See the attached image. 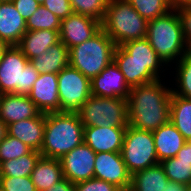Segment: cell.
<instances>
[{"label":"cell","instance_id":"6da1fadb","mask_svg":"<svg viewBox=\"0 0 191 191\" xmlns=\"http://www.w3.org/2000/svg\"><path fill=\"white\" fill-rule=\"evenodd\" d=\"M172 89L161 84L160 79L130 88L128 125L139 130L154 131L170 121Z\"/></svg>","mask_w":191,"mask_h":191},{"label":"cell","instance_id":"7a4b0ae2","mask_svg":"<svg viewBox=\"0 0 191 191\" xmlns=\"http://www.w3.org/2000/svg\"><path fill=\"white\" fill-rule=\"evenodd\" d=\"M84 142V126L78 113H47L44 127L42 157L61 159Z\"/></svg>","mask_w":191,"mask_h":191},{"label":"cell","instance_id":"3957f363","mask_svg":"<svg viewBox=\"0 0 191 191\" xmlns=\"http://www.w3.org/2000/svg\"><path fill=\"white\" fill-rule=\"evenodd\" d=\"M146 39L164 64L188 54L180 17L176 10L148 21ZM184 47V48H183Z\"/></svg>","mask_w":191,"mask_h":191},{"label":"cell","instance_id":"277c9868","mask_svg":"<svg viewBox=\"0 0 191 191\" xmlns=\"http://www.w3.org/2000/svg\"><path fill=\"white\" fill-rule=\"evenodd\" d=\"M147 24L148 21L126 0H109L101 22L102 29L116 46L146 38Z\"/></svg>","mask_w":191,"mask_h":191},{"label":"cell","instance_id":"5b68a950","mask_svg":"<svg viewBox=\"0 0 191 191\" xmlns=\"http://www.w3.org/2000/svg\"><path fill=\"white\" fill-rule=\"evenodd\" d=\"M115 49L116 44L101 29L92 38L69 49V65L91 80L114 60Z\"/></svg>","mask_w":191,"mask_h":191},{"label":"cell","instance_id":"8992f818","mask_svg":"<svg viewBox=\"0 0 191 191\" xmlns=\"http://www.w3.org/2000/svg\"><path fill=\"white\" fill-rule=\"evenodd\" d=\"M39 75L16 45L9 46L0 59V95H28Z\"/></svg>","mask_w":191,"mask_h":191},{"label":"cell","instance_id":"52a82bcc","mask_svg":"<svg viewBox=\"0 0 191 191\" xmlns=\"http://www.w3.org/2000/svg\"><path fill=\"white\" fill-rule=\"evenodd\" d=\"M77 113L84 127L128 126V102L125 98L91 95Z\"/></svg>","mask_w":191,"mask_h":191},{"label":"cell","instance_id":"ba28073f","mask_svg":"<svg viewBox=\"0 0 191 191\" xmlns=\"http://www.w3.org/2000/svg\"><path fill=\"white\" fill-rule=\"evenodd\" d=\"M121 155L131 175L158 164L152 131L139 130L128 125Z\"/></svg>","mask_w":191,"mask_h":191},{"label":"cell","instance_id":"9c48e42d","mask_svg":"<svg viewBox=\"0 0 191 191\" xmlns=\"http://www.w3.org/2000/svg\"><path fill=\"white\" fill-rule=\"evenodd\" d=\"M60 112L77 113L91 96V81L71 65L58 74Z\"/></svg>","mask_w":191,"mask_h":191},{"label":"cell","instance_id":"30bf717a","mask_svg":"<svg viewBox=\"0 0 191 191\" xmlns=\"http://www.w3.org/2000/svg\"><path fill=\"white\" fill-rule=\"evenodd\" d=\"M96 153L85 143H81L61 159L63 176L73 184L94 177Z\"/></svg>","mask_w":191,"mask_h":191},{"label":"cell","instance_id":"8fae6325","mask_svg":"<svg viewBox=\"0 0 191 191\" xmlns=\"http://www.w3.org/2000/svg\"><path fill=\"white\" fill-rule=\"evenodd\" d=\"M132 175L127 170L121 153H96L94 165V178L104 180L128 191Z\"/></svg>","mask_w":191,"mask_h":191},{"label":"cell","instance_id":"7c38bea8","mask_svg":"<svg viewBox=\"0 0 191 191\" xmlns=\"http://www.w3.org/2000/svg\"><path fill=\"white\" fill-rule=\"evenodd\" d=\"M101 29V22L97 19L73 13L61 20L60 41L70 49L92 38Z\"/></svg>","mask_w":191,"mask_h":191},{"label":"cell","instance_id":"4fadbf2b","mask_svg":"<svg viewBox=\"0 0 191 191\" xmlns=\"http://www.w3.org/2000/svg\"><path fill=\"white\" fill-rule=\"evenodd\" d=\"M90 81L93 96L128 99L131 87L114 60Z\"/></svg>","mask_w":191,"mask_h":191},{"label":"cell","instance_id":"5bb4252c","mask_svg":"<svg viewBox=\"0 0 191 191\" xmlns=\"http://www.w3.org/2000/svg\"><path fill=\"white\" fill-rule=\"evenodd\" d=\"M28 97L41 113L60 112L58 75L54 73L40 74Z\"/></svg>","mask_w":191,"mask_h":191},{"label":"cell","instance_id":"9a60e30c","mask_svg":"<svg viewBox=\"0 0 191 191\" xmlns=\"http://www.w3.org/2000/svg\"><path fill=\"white\" fill-rule=\"evenodd\" d=\"M127 127H84V142L95 152L121 153Z\"/></svg>","mask_w":191,"mask_h":191},{"label":"cell","instance_id":"2e32d148","mask_svg":"<svg viewBox=\"0 0 191 191\" xmlns=\"http://www.w3.org/2000/svg\"><path fill=\"white\" fill-rule=\"evenodd\" d=\"M114 62L123 73L126 83L130 87L148 84L158 80L151 73V62H139L132 59L121 46H116Z\"/></svg>","mask_w":191,"mask_h":191},{"label":"cell","instance_id":"e0dca14e","mask_svg":"<svg viewBox=\"0 0 191 191\" xmlns=\"http://www.w3.org/2000/svg\"><path fill=\"white\" fill-rule=\"evenodd\" d=\"M40 113L28 95L13 93L0 95V120L6 125L36 117Z\"/></svg>","mask_w":191,"mask_h":191},{"label":"cell","instance_id":"ac0fdd59","mask_svg":"<svg viewBox=\"0 0 191 191\" xmlns=\"http://www.w3.org/2000/svg\"><path fill=\"white\" fill-rule=\"evenodd\" d=\"M46 114L7 125V134L19 139L30 149L40 152L43 145Z\"/></svg>","mask_w":191,"mask_h":191},{"label":"cell","instance_id":"d6986e66","mask_svg":"<svg viewBox=\"0 0 191 191\" xmlns=\"http://www.w3.org/2000/svg\"><path fill=\"white\" fill-rule=\"evenodd\" d=\"M27 31L26 21L11 1L0 2V40L17 45Z\"/></svg>","mask_w":191,"mask_h":191},{"label":"cell","instance_id":"ffe728a7","mask_svg":"<svg viewBox=\"0 0 191 191\" xmlns=\"http://www.w3.org/2000/svg\"><path fill=\"white\" fill-rule=\"evenodd\" d=\"M152 133L159 163L175 157L186 142L170 121L152 131Z\"/></svg>","mask_w":191,"mask_h":191},{"label":"cell","instance_id":"44dd1931","mask_svg":"<svg viewBox=\"0 0 191 191\" xmlns=\"http://www.w3.org/2000/svg\"><path fill=\"white\" fill-rule=\"evenodd\" d=\"M59 41V31H26L16 46L28 60H31L40 56L43 52L47 51L51 45H54Z\"/></svg>","mask_w":191,"mask_h":191},{"label":"cell","instance_id":"7402d4cb","mask_svg":"<svg viewBox=\"0 0 191 191\" xmlns=\"http://www.w3.org/2000/svg\"><path fill=\"white\" fill-rule=\"evenodd\" d=\"M29 61L39 74H58L63 68L69 65V49L64 43L59 41L51 45L40 56Z\"/></svg>","mask_w":191,"mask_h":191},{"label":"cell","instance_id":"603a6c76","mask_svg":"<svg viewBox=\"0 0 191 191\" xmlns=\"http://www.w3.org/2000/svg\"><path fill=\"white\" fill-rule=\"evenodd\" d=\"M64 178L60 159L40 157L31 173L37 191H46Z\"/></svg>","mask_w":191,"mask_h":191},{"label":"cell","instance_id":"cb8c5ba5","mask_svg":"<svg viewBox=\"0 0 191 191\" xmlns=\"http://www.w3.org/2000/svg\"><path fill=\"white\" fill-rule=\"evenodd\" d=\"M169 181L160 163L134 173L128 191H164Z\"/></svg>","mask_w":191,"mask_h":191},{"label":"cell","instance_id":"d4e9b609","mask_svg":"<svg viewBox=\"0 0 191 191\" xmlns=\"http://www.w3.org/2000/svg\"><path fill=\"white\" fill-rule=\"evenodd\" d=\"M170 122L186 141H191V100L172 93Z\"/></svg>","mask_w":191,"mask_h":191},{"label":"cell","instance_id":"484cf974","mask_svg":"<svg viewBox=\"0 0 191 191\" xmlns=\"http://www.w3.org/2000/svg\"><path fill=\"white\" fill-rule=\"evenodd\" d=\"M120 46L132 56V59L139 62H151V73L157 79H160L158 74L160 66L162 63L164 64V62L160 59L146 38L127 41Z\"/></svg>","mask_w":191,"mask_h":191},{"label":"cell","instance_id":"4316f807","mask_svg":"<svg viewBox=\"0 0 191 191\" xmlns=\"http://www.w3.org/2000/svg\"><path fill=\"white\" fill-rule=\"evenodd\" d=\"M40 157V152L31 150L28 154L23 155L17 159L4 161L0 164V176H31V173Z\"/></svg>","mask_w":191,"mask_h":191},{"label":"cell","instance_id":"83f0119b","mask_svg":"<svg viewBox=\"0 0 191 191\" xmlns=\"http://www.w3.org/2000/svg\"><path fill=\"white\" fill-rule=\"evenodd\" d=\"M169 181L183 183L191 187V161L176 157L160 162Z\"/></svg>","mask_w":191,"mask_h":191},{"label":"cell","instance_id":"f1b7e54d","mask_svg":"<svg viewBox=\"0 0 191 191\" xmlns=\"http://www.w3.org/2000/svg\"><path fill=\"white\" fill-rule=\"evenodd\" d=\"M27 31L36 30H52L60 31L61 20L46 9L44 5L33 13V15L26 21Z\"/></svg>","mask_w":191,"mask_h":191},{"label":"cell","instance_id":"f546056e","mask_svg":"<svg viewBox=\"0 0 191 191\" xmlns=\"http://www.w3.org/2000/svg\"><path fill=\"white\" fill-rule=\"evenodd\" d=\"M147 21L168 14L172 8L167 0H126Z\"/></svg>","mask_w":191,"mask_h":191},{"label":"cell","instance_id":"4dcf8cb0","mask_svg":"<svg viewBox=\"0 0 191 191\" xmlns=\"http://www.w3.org/2000/svg\"><path fill=\"white\" fill-rule=\"evenodd\" d=\"M178 62L176 81L177 84H179V88L178 90L172 89V93L183 98H191V54L188 53L183 56Z\"/></svg>","mask_w":191,"mask_h":191},{"label":"cell","instance_id":"1f68e13d","mask_svg":"<svg viewBox=\"0 0 191 191\" xmlns=\"http://www.w3.org/2000/svg\"><path fill=\"white\" fill-rule=\"evenodd\" d=\"M109 0H70L73 12L102 22Z\"/></svg>","mask_w":191,"mask_h":191},{"label":"cell","instance_id":"d6a6232c","mask_svg":"<svg viewBox=\"0 0 191 191\" xmlns=\"http://www.w3.org/2000/svg\"><path fill=\"white\" fill-rule=\"evenodd\" d=\"M32 149L19 139L6 135L0 142V164L4 161L17 159L28 154Z\"/></svg>","mask_w":191,"mask_h":191},{"label":"cell","instance_id":"836d02e7","mask_svg":"<svg viewBox=\"0 0 191 191\" xmlns=\"http://www.w3.org/2000/svg\"><path fill=\"white\" fill-rule=\"evenodd\" d=\"M0 189L2 191H37L31 176L7 177L0 176Z\"/></svg>","mask_w":191,"mask_h":191},{"label":"cell","instance_id":"e575fe53","mask_svg":"<svg viewBox=\"0 0 191 191\" xmlns=\"http://www.w3.org/2000/svg\"><path fill=\"white\" fill-rule=\"evenodd\" d=\"M74 191H122V190L112 183L93 177L89 180L74 184Z\"/></svg>","mask_w":191,"mask_h":191},{"label":"cell","instance_id":"d590c367","mask_svg":"<svg viewBox=\"0 0 191 191\" xmlns=\"http://www.w3.org/2000/svg\"><path fill=\"white\" fill-rule=\"evenodd\" d=\"M43 5L60 20L74 13L70 0H46Z\"/></svg>","mask_w":191,"mask_h":191},{"label":"cell","instance_id":"8d00e7d4","mask_svg":"<svg viewBox=\"0 0 191 191\" xmlns=\"http://www.w3.org/2000/svg\"><path fill=\"white\" fill-rule=\"evenodd\" d=\"M176 12L178 13L180 17L184 39L188 48V53H190L191 52V7L178 8Z\"/></svg>","mask_w":191,"mask_h":191},{"label":"cell","instance_id":"74e56055","mask_svg":"<svg viewBox=\"0 0 191 191\" xmlns=\"http://www.w3.org/2000/svg\"><path fill=\"white\" fill-rule=\"evenodd\" d=\"M11 2L25 21H27L40 6L35 0H11Z\"/></svg>","mask_w":191,"mask_h":191},{"label":"cell","instance_id":"f35d334b","mask_svg":"<svg viewBox=\"0 0 191 191\" xmlns=\"http://www.w3.org/2000/svg\"><path fill=\"white\" fill-rule=\"evenodd\" d=\"M46 191H74V184L64 177Z\"/></svg>","mask_w":191,"mask_h":191},{"label":"cell","instance_id":"ab89813d","mask_svg":"<svg viewBox=\"0 0 191 191\" xmlns=\"http://www.w3.org/2000/svg\"><path fill=\"white\" fill-rule=\"evenodd\" d=\"M175 157L178 160L191 161V141H186Z\"/></svg>","mask_w":191,"mask_h":191},{"label":"cell","instance_id":"60d3db41","mask_svg":"<svg viewBox=\"0 0 191 191\" xmlns=\"http://www.w3.org/2000/svg\"><path fill=\"white\" fill-rule=\"evenodd\" d=\"M190 188V186L183 183L168 181L167 184H165L164 191H189Z\"/></svg>","mask_w":191,"mask_h":191},{"label":"cell","instance_id":"b9f144b4","mask_svg":"<svg viewBox=\"0 0 191 191\" xmlns=\"http://www.w3.org/2000/svg\"><path fill=\"white\" fill-rule=\"evenodd\" d=\"M172 10L182 7H191V0H167Z\"/></svg>","mask_w":191,"mask_h":191},{"label":"cell","instance_id":"7bdbcfd3","mask_svg":"<svg viewBox=\"0 0 191 191\" xmlns=\"http://www.w3.org/2000/svg\"><path fill=\"white\" fill-rule=\"evenodd\" d=\"M7 135V125L0 120V142Z\"/></svg>","mask_w":191,"mask_h":191},{"label":"cell","instance_id":"ee69618b","mask_svg":"<svg viewBox=\"0 0 191 191\" xmlns=\"http://www.w3.org/2000/svg\"><path fill=\"white\" fill-rule=\"evenodd\" d=\"M9 47V45L3 41V40H0V59L1 57L3 56V53L5 52V50Z\"/></svg>","mask_w":191,"mask_h":191},{"label":"cell","instance_id":"f6af8a7d","mask_svg":"<svg viewBox=\"0 0 191 191\" xmlns=\"http://www.w3.org/2000/svg\"><path fill=\"white\" fill-rule=\"evenodd\" d=\"M35 1L38 2L40 5H43L46 0H35Z\"/></svg>","mask_w":191,"mask_h":191},{"label":"cell","instance_id":"bcb514c9","mask_svg":"<svg viewBox=\"0 0 191 191\" xmlns=\"http://www.w3.org/2000/svg\"><path fill=\"white\" fill-rule=\"evenodd\" d=\"M8 1H11V0H0V2H8Z\"/></svg>","mask_w":191,"mask_h":191}]
</instances>
